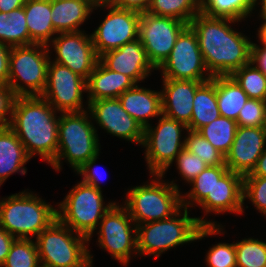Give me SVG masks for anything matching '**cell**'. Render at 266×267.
Instances as JSON below:
<instances>
[{"label":"cell","mask_w":266,"mask_h":267,"mask_svg":"<svg viewBox=\"0 0 266 267\" xmlns=\"http://www.w3.org/2000/svg\"><path fill=\"white\" fill-rule=\"evenodd\" d=\"M3 184V182L0 180V186ZM0 203L3 201V198H1Z\"/></svg>","instance_id":"11a10c76"},{"label":"cell","mask_w":266,"mask_h":267,"mask_svg":"<svg viewBox=\"0 0 266 267\" xmlns=\"http://www.w3.org/2000/svg\"><path fill=\"white\" fill-rule=\"evenodd\" d=\"M250 62L266 76V47L252 42Z\"/></svg>","instance_id":"f6af8a7d"},{"label":"cell","mask_w":266,"mask_h":267,"mask_svg":"<svg viewBox=\"0 0 266 267\" xmlns=\"http://www.w3.org/2000/svg\"><path fill=\"white\" fill-rule=\"evenodd\" d=\"M16 238L0 226V265H3Z\"/></svg>","instance_id":"7dc6e473"},{"label":"cell","mask_w":266,"mask_h":267,"mask_svg":"<svg viewBox=\"0 0 266 267\" xmlns=\"http://www.w3.org/2000/svg\"><path fill=\"white\" fill-rule=\"evenodd\" d=\"M41 96H16L10 129L24 145L27 155H40L48 164L58 151L59 116Z\"/></svg>","instance_id":"7a4b0ae2"},{"label":"cell","mask_w":266,"mask_h":267,"mask_svg":"<svg viewBox=\"0 0 266 267\" xmlns=\"http://www.w3.org/2000/svg\"><path fill=\"white\" fill-rule=\"evenodd\" d=\"M157 70L162 71V79L193 81L212 79L199 48L196 33L189 25L180 33L169 57Z\"/></svg>","instance_id":"7c38bea8"},{"label":"cell","mask_w":266,"mask_h":267,"mask_svg":"<svg viewBox=\"0 0 266 267\" xmlns=\"http://www.w3.org/2000/svg\"><path fill=\"white\" fill-rule=\"evenodd\" d=\"M174 162L179 174L188 184L208 166L200 156L187 151L185 148L177 155Z\"/></svg>","instance_id":"ab89813d"},{"label":"cell","mask_w":266,"mask_h":267,"mask_svg":"<svg viewBox=\"0 0 266 267\" xmlns=\"http://www.w3.org/2000/svg\"><path fill=\"white\" fill-rule=\"evenodd\" d=\"M23 7L30 44H42L49 47L53 35L58 34L51 20V0H26Z\"/></svg>","instance_id":"d4e9b609"},{"label":"cell","mask_w":266,"mask_h":267,"mask_svg":"<svg viewBox=\"0 0 266 267\" xmlns=\"http://www.w3.org/2000/svg\"><path fill=\"white\" fill-rule=\"evenodd\" d=\"M31 158L24 145L10 127L0 128V180L4 183L13 173L25 175L23 167Z\"/></svg>","instance_id":"484cf974"},{"label":"cell","mask_w":266,"mask_h":267,"mask_svg":"<svg viewBox=\"0 0 266 267\" xmlns=\"http://www.w3.org/2000/svg\"><path fill=\"white\" fill-rule=\"evenodd\" d=\"M92 120L113 136L143 144L144 129L122 107L118 98L87 101Z\"/></svg>","instance_id":"e0dca14e"},{"label":"cell","mask_w":266,"mask_h":267,"mask_svg":"<svg viewBox=\"0 0 266 267\" xmlns=\"http://www.w3.org/2000/svg\"><path fill=\"white\" fill-rule=\"evenodd\" d=\"M244 177H266V149L259 157L255 168Z\"/></svg>","instance_id":"c3c4849f"},{"label":"cell","mask_w":266,"mask_h":267,"mask_svg":"<svg viewBox=\"0 0 266 267\" xmlns=\"http://www.w3.org/2000/svg\"><path fill=\"white\" fill-rule=\"evenodd\" d=\"M102 190L80 181L58 204L57 218L72 231L91 240L103 216L116 202L104 203Z\"/></svg>","instance_id":"ba28073f"},{"label":"cell","mask_w":266,"mask_h":267,"mask_svg":"<svg viewBox=\"0 0 266 267\" xmlns=\"http://www.w3.org/2000/svg\"><path fill=\"white\" fill-rule=\"evenodd\" d=\"M236 122L241 127H266V101L248 98Z\"/></svg>","instance_id":"74e56055"},{"label":"cell","mask_w":266,"mask_h":267,"mask_svg":"<svg viewBox=\"0 0 266 267\" xmlns=\"http://www.w3.org/2000/svg\"><path fill=\"white\" fill-rule=\"evenodd\" d=\"M243 179L244 176L228 170L215 183L211 196H206L198 206L202 207L206 214L229 212L242 214L243 201Z\"/></svg>","instance_id":"44dd1931"},{"label":"cell","mask_w":266,"mask_h":267,"mask_svg":"<svg viewBox=\"0 0 266 267\" xmlns=\"http://www.w3.org/2000/svg\"><path fill=\"white\" fill-rule=\"evenodd\" d=\"M92 258H93V256H92V255L90 254V252H89V260H90V261H89L86 265H84L83 267H93V266H92V264H93V263H92V262H93V261H92V260H93Z\"/></svg>","instance_id":"f5cc1de1"},{"label":"cell","mask_w":266,"mask_h":267,"mask_svg":"<svg viewBox=\"0 0 266 267\" xmlns=\"http://www.w3.org/2000/svg\"><path fill=\"white\" fill-rule=\"evenodd\" d=\"M99 61L109 70L130 77L136 84L146 79L151 70H157L139 39L102 54Z\"/></svg>","instance_id":"d6986e66"},{"label":"cell","mask_w":266,"mask_h":267,"mask_svg":"<svg viewBox=\"0 0 266 267\" xmlns=\"http://www.w3.org/2000/svg\"><path fill=\"white\" fill-rule=\"evenodd\" d=\"M98 227L99 247L127 266L131 255L137 254V225L127 209L115 203L103 216Z\"/></svg>","instance_id":"8fae6325"},{"label":"cell","mask_w":266,"mask_h":267,"mask_svg":"<svg viewBox=\"0 0 266 267\" xmlns=\"http://www.w3.org/2000/svg\"><path fill=\"white\" fill-rule=\"evenodd\" d=\"M124 110L133 117L143 129L152 125L150 118L162 114L161 90L155 91L135 85L118 97Z\"/></svg>","instance_id":"7402d4cb"},{"label":"cell","mask_w":266,"mask_h":267,"mask_svg":"<svg viewBox=\"0 0 266 267\" xmlns=\"http://www.w3.org/2000/svg\"><path fill=\"white\" fill-rule=\"evenodd\" d=\"M88 242L57 218L36 237L41 267H83L90 261Z\"/></svg>","instance_id":"52a82bcc"},{"label":"cell","mask_w":266,"mask_h":267,"mask_svg":"<svg viewBox=\"0 0 266 267\" xmlns=\"http://www.w3.org/2000/svg\"><path fill=\"white\" fill-rule=\"evenodd\" d=\"M188 25L172 17L141 13L138 39L156 69L169 57L178 36Z\"/></svg>","instance_id":"9a60e30c"},{"label":"cell","mask_w":266,"mask_h":267,"mask_svg":"<svg viewBox=\"0 0 266 267\" xmlns=\"http://www.w3.org/2000/svg\"><path fill=\"white\" fill-rule=\"evenodd\" d=\"M248 95V98L266 101V76L251 62L231 75Z\"/></svg>","instance_id":"836d02e7"},{"label":"cell","mask_w":266,"mask_h":267,"mask_svg":"<svg viewBox=\"0 0 266 267\" xmlns=\"http://www.w3.org/2000/svg\"><path fill=\"white\" fill-rule=\"evenodd\" d=\"M109 2L117 8L143 13L147 11L151 0H110Z\"/></svg>","instance_id":"bcb514c9"},{"label":"cell","mask_w":266,"mask_h":267,"mask_svg":"<svg viewBox=\"0 0 266 267\" xmlns=\"http://www.w3.org/2000/svg\"><path fill=\"white\" fill-rule=\"evenodd\" d=\"M96 3L98 2H109L110 0H94Z\"/></svg>","instance_id":"db71d44e"},{"label":"cell","mask_w":266,"mask_h":267,"mask_svg":"<svg viewBox=\"0 0 266 267\" xmlns=\"http://www.w3.org/2000/svg\"><path fill=\"white\" fill-rule=\"evenodd\" d=\"M3 267H41L35 241L15 239Z\"/></svg>","instance_id":"d590c367"},{"label":"cell","mask_w":266,"mask_h":267,"mask_svg":"<svg viewBox=\"0 0 266 267\" xmlns=\"http://www.w3.org/2000/svg\"><path fill=\"white\" fill-rule=\"evenodd\" d=\"M15 98L16 95L8 85H0V128L9 127Z\"/></svg>","instance_id":"b9f144b4"},{"label":"cell","mask_w":266,"mask_h":267,"mask_svg":"<svg viewBox=\"0 0 266 267\" xmlns=\"http://www.w3.org/2000/svg\"><path fill=\"white\" fill-rule=\"evenodd\" d=\"M235 22L239 21L198 13L189 24L196 33L206 68L212 77L231 76L250 63L252 42L231 28L230 24Z\"/></svg>","instance_id":"6da1fadb"},{"label":"cell","mask_w":266,"mask_h":267,"mask_svg":"<svg viewBox=\"0 0 266 267\" xmlns=\"http://www.w3.org/2000/svg\"><path fill=\"white\" fill-rule=\"evenodd\" d=\"M246 198L266 217V177H244L243 201Z\"/></svg>","instance_id":"f35d334b"},{"label":"cell","mask_w":266,"mask_h":267,"mask_svg":"<svg viewBox=\"0 0 266 267\" xmlns=\"http://www.w3.org/2000/svg\"><path fill=\"white\" fill-rule=\"evenodd\" d=\"M154 180L129 189L124 202L136 225L170 218L182 206V194L174 182H164L163 175L155 174Z\"/></svg>","instance_id":"8992f818"},{"label":"cell","mask_w":266,"mask_h":267,"mask_svg":"<svg viewBox=\"0 0 266 267\" xmlns=\"http://www.w3.org/2000/svg\"><path fill=\"white\" fill-rule=\"evenodd\" d=\"M255 4L258 5V4H261L260 8V14H259V17L262 19V20H266V0H255ZM260 1V2H258Z\"/></svg>","instance_id":"816d5d0a"},{"label":"cell","mask_w":266,"mask_h":267,"mask_svg":"<svg viewBox=\"0 0 266 267\" xmlns=\"http://www.w3.org/2000/svg\"><path fill=\"white\" fill-rule=\"evenodd\" d=\"M11 47L0 42V85H8Z\"/></svg>","instance_id":"ee69618b"},{"label":"cell","mask_w":266,"mask_h":267,"mask_svg":"<svg viewBox=\"0 0 266 267\" xmlns=\"http://www.w3.org/2000/svg\"><path fill=\"white\" fill-rule=\"evenodd\" d=\"M146 12L156 16L172 17L190 24L200 13V0H151Z\"/></svg>","instance_id":"d6a6232c"},{"label":"cell","mask_w":266,"mask_h":267,"mask_svg":"<svg viewBox=\"0 0 266 267\" xmlns=\"http://www.w3.org/2000/svg\"><path fill=\"white\" fill-rule=\"evenodd\" d=\"M184 148L202 158L208 166L225 165V156L206 140L199 132L187 130Z\"/></svg>","instance_id":"8d00e7d4"},{"label":"cell","mask_w":266,"mask_h":267,"mask_svg":"<svg viewBox=\"0 0 266 267\" xmlns=\"http://www.w3.org/2000/svg\"><path fill=\"white\" fill-rule=\"evenodd\" d=\"M26 3V0H0V12L9 13L18 9Z\"/></svg>","instance_id":"681fc988"},{"label":"cell","mask_w":266,"mask_h":267,"mask_svg":"<svg viewBox=\"0 0 266 267\" xmlns=\"http://www.w3.org/2000/svg\"><path fill=\"white\" fill-rule=\"evenodd\" d=\"M162 80V114L188 126L192 116L194 95L196 90L206 81Z\"/></svg>","instance_id":"ffe728a7"},{"label":"cell","mask_w":266,"mask_h":267,"mask_svg":"<svg viewBox=\"0 0 266 267\" xmlns=\"http://www.w3.org/2000/svg\"><path fill=\"white\" fill-rule=\"evenodd\" d=\"M94 0H51V20L57 33L79 32L80 26L97 9Z\"/></svg>","instance_id":"cb8c5ba5"},{"label":"cell","mask_w":266,"mask_h":267,"mask_svg":"<svg viewBox=\"0 0 266 267\" xmlns=\"http://www.w3.org/2000/svg\"><path fill=\"white\" fill-rule=\"evenodd\" d=\"M188 214V209L182 207L170 218L137 225V255H153L159 258L173 247L213 234H224L221 232L222 225L216 221H207L201 217L193 218Z\"/></svg>","instance_id":"3957f363"},{"label":"cell","mask_w":266,"mask_h":267,"mask_svg":"<svg viewBox=\"0 0 266 267\" xmlns=\"http://www.w3.org/2000/svg\"><path fill=\"white\" fill-rule=\"evenodd\" d=\"M264 22L261 24V26L258 29V40H260V45H263L266 47V20H263Z\"/></svg>","instance_id":"f907efd6"},{"label":"cell","mask_w":266,"mask_h":267,"mask_svg":"<svg viewBox=\"0 0 266 267\" xmlns=\"http://www.w3.org/2000/svg\"><path fill=\"white\" fill-rule=\"evenodd\" d=\"M97 7L109 9L102 23L90 34L99 57L138 39L141 13L117 8L110 2H98Z\"/></svg>","instance_id":"4fadbf2b"},{"label":"cell","mask_w":266,"mask_h":267,"mask_svg":"<svg viewBox=\"0 0 266 267\" xmlns=\"http://www.w3.org/2000/svg\"><path fill=\"white\" fill-rule=\"evenodd\" d=\"M266 149V127L238 126L234 141L225 156L228 170L243 176L252 172Z\"/></svg>","instance_id":"ac0fdd59"},{"label":"cell","mask_w":266,"mask_h":267,"mask_svg":"<svg viewBox=\"0 0 266 267\" xmlns=\"http://www.w3.org/2000/svg\"><path fill=\"white\" fill-rule=\"evenodd\" d=\"M51 43L56 53L53 62L68 67L86 80L89 78L99 61L91 35L84 31L58 33L49 45Z\"/></svg>","instance_id":"2e32d148"},{"label":"cell","mask_w":266,"mask_h":267,"mask_svg":"<svg viewBox=\"0 0 266 267\" xmlns=\"http://www.w3.org/2000/svg\"><path fill=\"white\" fill-rule=\"evenodd\" d=\"M136 83L128 76L106 68L100 61L86 80L87 101L118 98Z\"/></svg>","instance_id":"603a6c76"},{"label":"cell","mask_w":266,"mask_h":267,"mask_svg":"<svg viewBox=\"0 0 266 267\" xmlns=\"http://www.w3.org/2000/svg\"><path fill=\"white\" fill-rule=\"evenodd\" d=\"M228 171L226 165L207 166L192 182L189 193L182 196V206L193 207L199 204L206 196H211L216 182ZM189 200V201H188ZM192 202V203H191Z\"/></svg>","instance_id":"4dcf8cb0"},{"label":"cell","mask_w":266,"mask_h":267,"mask_svg":"<svg viewBox=\"0 0 266 267\" xmlns=\"http://www.w3.org/2000/svg\"><path fill=\"white\" fill-rule=\"evenodd\" d=\"M237 127L238 125L235 120L220 116L211 123L201 127L197 132L226 156L234 141Z\"/></svg>","instance_id":"1f68e13d"},{"label":"cell","mask_w":266,"mask_h":267,"mask_svg":"<svg viewBox=\"0 0 266 267\" xmlns=\"http://www.w3.org/2000/svg\"><path fill=\"white\" fill-rule=\"evenodd\" d=\"M89 114L88 109L60 114L58 151L50 164L56 171H60L62 159H66L76 172L89 159L99 156V137Z\"/></svg>","instance_id":"277c9868"},{"label":"cell","mask_w":266,"mask_h":267,"mask_svg":"<svg viewBox=\"0 0 266 267\" xmlns=\"http://www.w3.org/2000/svg\"><path fill=\"white\" fill-rule=\"evenodd\" d=\"M207 267H237L234 243H217L205 257Z\"/></svg>","instance_id":"60d3db41"},{"label":"cell","mask_w":266,"mask_h":267,"mask_svg":"<svg viewBox=\"0 0 266 267\" xmlns=\"http://www.w3.org/2000/svg\"><path fill=\"white\" fill-rule=\"evenodd\" d=\"M255 0H200V13L212 18L245 20L255 9Z\"/></svg>","instance_id":"f546056e"},{"label":"cell","mask_w":266,"mask_h":267,"mask_svg":"<svg viewBox=\"0 0 266 267\" xmlns=\"http://www.w3.org/2000/svg\"><path fill=\"white\" fill-rule=\"evenodd\" d=\"M56 219L57 209L31 191L12 194L0 203V226L16 239L37 237Z\"/></svg>","instance_id":"5b68a950"},{"label":"cell","mask_w":266,"mask_h":267,"mask_svg":"<svg viewBox=\"0 0 266 267\" xmlns=\"http://www.w3.org/2000/svg\"><path fill=\"white\" fill-rule=\"evenodd\" d=\"M216 95L220 115L237 120L248 95L232 76H216Z\"/></svg>","instance_id":"83f0119b"},{"label":"cell","mask_w":266,"mask_h":267,"mask_svg":"<svg viewBox=\"0 0 266 267\" xmlns=\"http://www.w3.org/2000/svg\"><path fill=\"white\" fill-rule=\"evenodd\" d=\"M216 95V76L204 82L194 95L190 131H198L204 125L220 117Z\"/></svg>","instance_id":"4316f807"},{"label":"cell","mask_w":266,"mask_h":267,"mask_svg":"<svg viewBox=\"0 0 266 267\" xmlns=\"http://www.w3.org/2000/svg\"><path fill=\"white\" fill-rule=\"evenodd\" d=\"M49 49L46 45L34 43L11 47L8 86L16 96H41L44 92Z\"/></svg>","instance_id":"9c48e42d"},{"label":"cell","mask_w":266,"mask_h":267,"mask_svg":"<svg viewBox=\"0 0 266 267\" xmlns=\"http://www.w3.org/2000/svg\"><path fill=\"white\" fill-rule=\"evenodd\" d=\"M234 245L237 267H266V242L252 237Z\"/></svg>","instance_id":"e575fe53"},{"label":"cell","mask_w":266,"mask_h":267,"mask_svg":"<svg viewBox=\"0 0 266 267\" xmlns=\"http://www.w3.org/2000/svg\"><path fill=\"white\" fill-rule=\"evenodd\" d=\"M99 157L96 156L94 158L89 159L81 168H79L76 172L80 174L82 178V182L86 183L90 186L95 187L98 190H101V186L99 185V181L102 178L100 175V170L98 168L94 169V165Z\"/></svg>","instance_id":"7bdbcfd3"},{"label":"cell","mask_w":266,"mask_h":267,"mask_svg":"<svg viewBox=\"0 0 266 267\" xmlns=\"http://www.w3.org/2000/svg\"><path fill=\"white\" fill-rule=\"evenodd\" d=\"M83 92L87 93L86 79L50 59L41 97L60 113L83 112Z\"/></svg>","instance_id":"5bb4252c"},{"label":"cell","mask_w":266,"mask_h":267,"mask_svg":"<svg viewBox=\"0 0 266 267\" xmlns=\"http://www.w3.org/2000/svg\"><path fill=\"white\" fill-rule=\"evenodd\" d=\"M184 130H188L185 124L163 114L160 115L156 127L149 125L144 129L142 147L146 148L144 156L151 175L166 174L184 148L185 141L181 138Z\"/></svg>","instance_id":"30bf717a"},{"label":"cell","mask_w":266,"mask_h":267,"mask_svg":"<svg viewBox=\"0 0 266 267\" xmlns=\"http://www.w3.org/2000/svg\"><path fill=\"white\" fill-rule=\"evenodd\" d=\"M0 42L10 47L30 45L24 7L0 12Z\"/></svg>","instance_id":"f1b7e54d"}]
</instances>
